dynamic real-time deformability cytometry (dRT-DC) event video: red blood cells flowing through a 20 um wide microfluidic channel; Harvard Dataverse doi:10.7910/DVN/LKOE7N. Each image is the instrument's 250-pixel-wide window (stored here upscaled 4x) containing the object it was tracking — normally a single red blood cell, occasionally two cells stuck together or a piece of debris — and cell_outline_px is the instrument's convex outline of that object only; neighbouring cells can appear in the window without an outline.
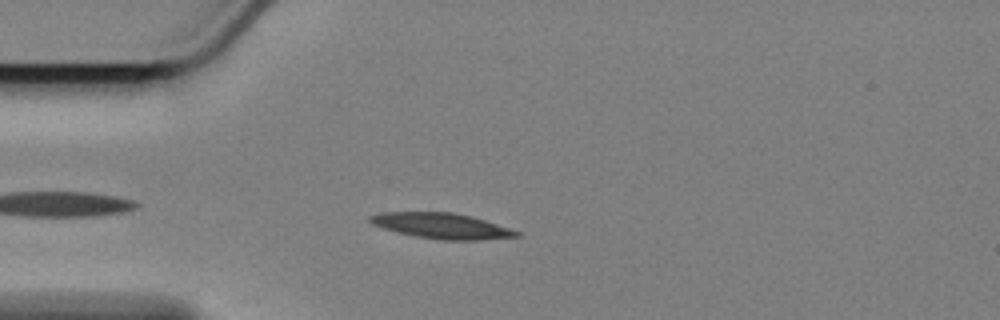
{"species": "Egyptian fruit bat (a non-hibernating species)", "species_latin": "Rousettus aegyptiacus", "temperature_condition": "cold", "stored_images_in_passage": 32, "camera_frame_rate_fps": 3000, "um_per_image_px": 0.085, "animal": {"sex": "female"}, "frame": {"image": 1, "passage_image": 5, "time_ms": 1.333, "image_size_px": [1000, 320], "cell_outline_px": [[520, 236], [480, 240], [436, 240], [396, 232], [372, 224], [368, 220], [368, 216], [384, 212], [452, 212], [472, 216], [520, 232]], "centroid_in_image_um": [37.51, 19.2], "position_along_channel_um": 47.5, "area_um2": 21.73}}
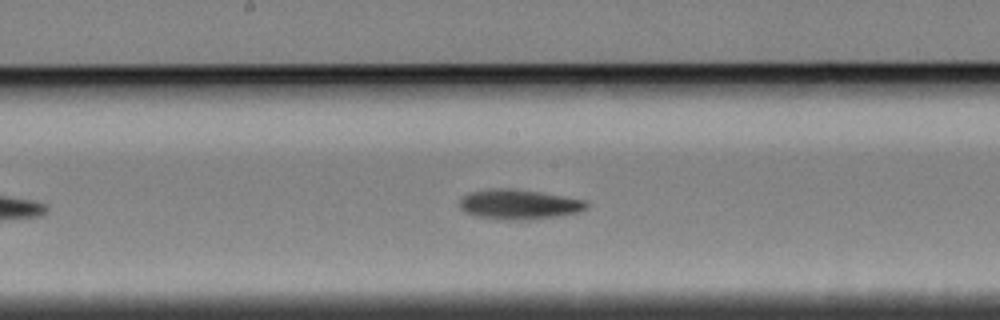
{"frame": {"image": 2, "passage_image": 20, "time_ms": 6.333, "image_size_px": [1000, 320], "cell_outline_px": [[588, 208], [580, 212], [560, 216], [512, 220], [476, 216], [464, 212], [460, 208], [460, 200], [468, 192], [488, 188], [508, 188], [540, 192], [564, 196], [584, 200], [588, 204]], "centroid_in_image_um": [44.1, 17.36], "position_along_channel_um": 204.1, "area_um2": 22.02}}
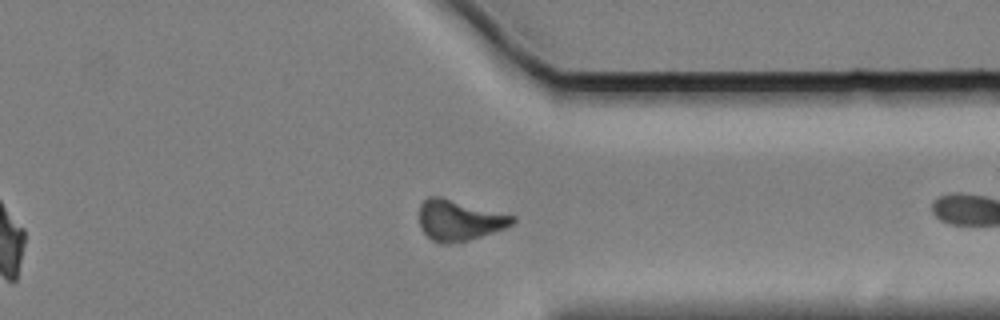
{"frame": {"image": 3, "passage_image": 31, "time_ms": 10.0, "image_size_px": [1000, 320], "cell_outline_px": [[516, 220], [512, 224], [504, 228], [468, 240], [444, 244], [440, 244], [432, 240], [424, 232], [420, 224], [420, 204], [428, 196], [440, 196], [516, 216]], "centroid_in_image_um": [39.03, 18.71], "position_along_channel_um": 372.4, "area_um2": 21.91}}